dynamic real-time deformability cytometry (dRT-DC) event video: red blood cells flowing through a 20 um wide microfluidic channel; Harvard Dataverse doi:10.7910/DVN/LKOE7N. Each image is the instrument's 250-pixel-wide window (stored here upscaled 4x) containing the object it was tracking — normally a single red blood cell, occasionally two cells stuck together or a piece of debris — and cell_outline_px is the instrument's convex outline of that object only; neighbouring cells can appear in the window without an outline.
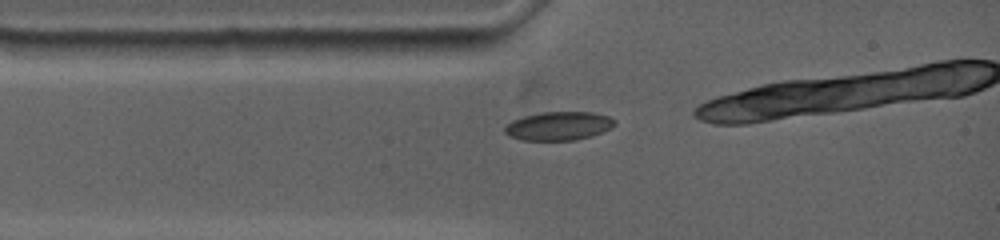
{"species": "common noctule bat (a hibernating species)", "species_latin": "Nyctalus noctula", "temperature_condition": "warm", "stored_images_in_passage": 4, "camera_frame_rate_fps": 4500, "um_per_image_px": 0.085, "animal": {"sex": "female", "body_mass_g": 19.0, "forearm_length_mm": 53.3}, "frame": {"image": 1, "passage_image": 1, "time_ms": 0.0, "image_size_px": [1000, 240], "cell_outline_px": [[616, 124], [612, 128], [592, 136], [572, 140], [524, 140], [508, 136], [504, 132], [504, 128], [512, 120], [524, 116], [540, 112], [592, 112], [608, 116], [616, 120]], "centroid_in_image_um": [47.5, 10.7], "position_along_channel_um": 37.5, "area_um2": 18.38}}
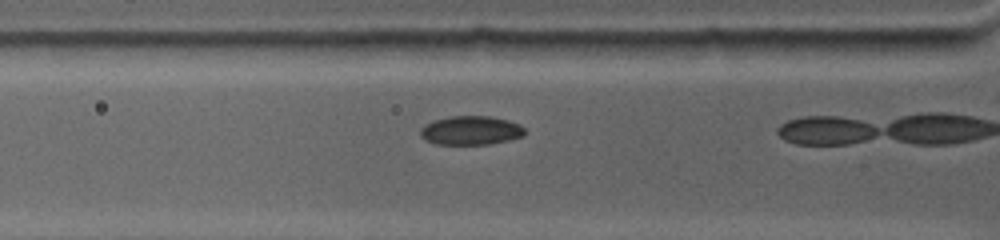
{"frame": {"image": 2, "passage_image": 3, "time_ms": 1.333, "image_size_px": [1000, 240], "cell_outline_px": [[524, 136], [508, 140], [488, 144], [436, 144], [424, 140], [420, 136], [420, 128], [424, 124], [432, 120], [448, 116], [488, 116], [508, 120], [520, 124], [524, 128]], "centroid_in_image_um": [39.97, 11.08], "position_along_channel_um": 85.8, "area_um2": 17.74}}